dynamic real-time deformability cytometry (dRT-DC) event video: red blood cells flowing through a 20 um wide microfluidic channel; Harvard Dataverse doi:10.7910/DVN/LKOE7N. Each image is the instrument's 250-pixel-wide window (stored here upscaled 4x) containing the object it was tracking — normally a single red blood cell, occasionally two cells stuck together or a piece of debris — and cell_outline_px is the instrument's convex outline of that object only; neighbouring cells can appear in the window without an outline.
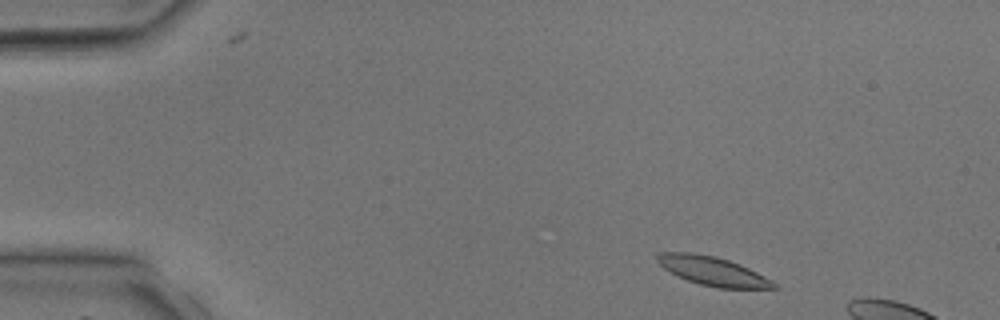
{"species": "common noctule bat (a hibernating species)", "species_latin": "Nyctalus noctula", "temperature_condition": "room temperature", "stored_images_in_passage": 7, "camera_frame_rate_fps": 3000, "um_per_image_px": 0.085, "animal": {"sex": "male", "body_mass_g": 17.9, "forearm_length_mm": 54.2}, "frame": {"image": 1, "passage_image": 2, "time_ms": 0.333, "image_size_px": [1000, 320], "cell_outline_px": [[780, 288], [716, 288], [700, 284], [688, 280], [664, 268], [656, 260], [656, 252], [692, 252], [716, 256], [740, 264], [764, 276], [776, 284]], "centroid_in_image_um": [60.56, 23.02], "position_along_channel_um": 24.4, "area_um2": 19.42}}